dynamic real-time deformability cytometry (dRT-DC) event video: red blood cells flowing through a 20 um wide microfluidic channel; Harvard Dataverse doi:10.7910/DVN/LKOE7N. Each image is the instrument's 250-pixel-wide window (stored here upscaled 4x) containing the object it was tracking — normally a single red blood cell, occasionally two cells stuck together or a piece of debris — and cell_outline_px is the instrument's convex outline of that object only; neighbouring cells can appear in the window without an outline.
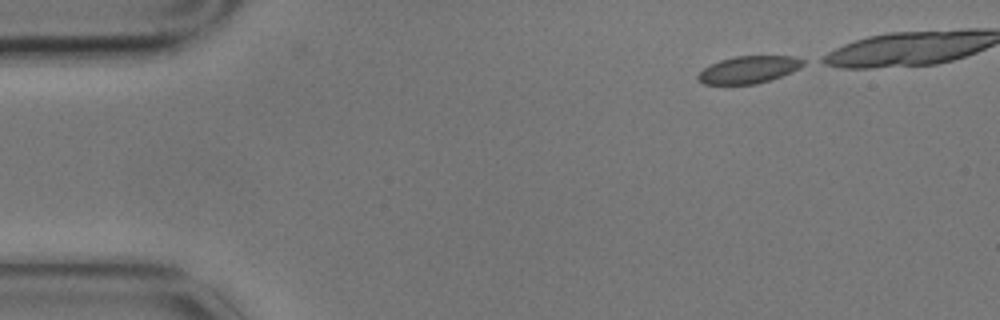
{"species": "common noctule bat (a hibernating species)", "species_latin": "Nyctalus noctula", "temperature_condition": "cold", "stored_images_in_passage": 12, "camera_frame_rate_fps": 3000, "um_per_image_px": 0.085, "animal": {"sex": "male", "body_mass_g": 17.9}, "frame": {"image": 1, "passage_image": 1, "time_ms": 0.0, "image_size_px": [1000, 320], "cell_outline_px": [[808, 64], [792, 72], [756, 84], [704, 84], [696, 80], [696, 76], [704, 68], [720, 60], [736, 56], [796, 56], [804, 60]], "centroid_in_image_um": [63.67, 5.91], "position_along_channel_um": 21.3, "area_um2": 16.76}}
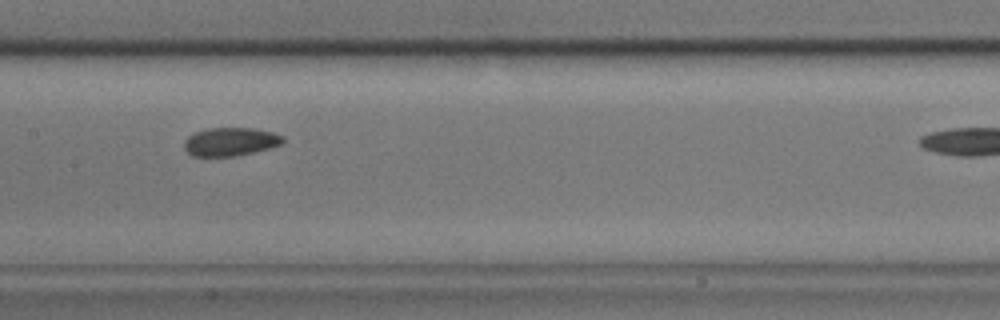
{"frame": {"image": 2, "passage_image": 6, "time_ms": 1.667, "image_size_px": [1000, 320], "cell_outline_px": [[284, 140], [280, 144], [268, 148], [236, 156], [192, 156], [184, 148], [184, 140], [188, 136], [196, 132], [208, 128], [252, 128], [272, 132], [284, 136]], "centroid_in_image_um": [19.56, 12.04], "position_along_channel_um": 187.8, "area_um2": 16.18}}
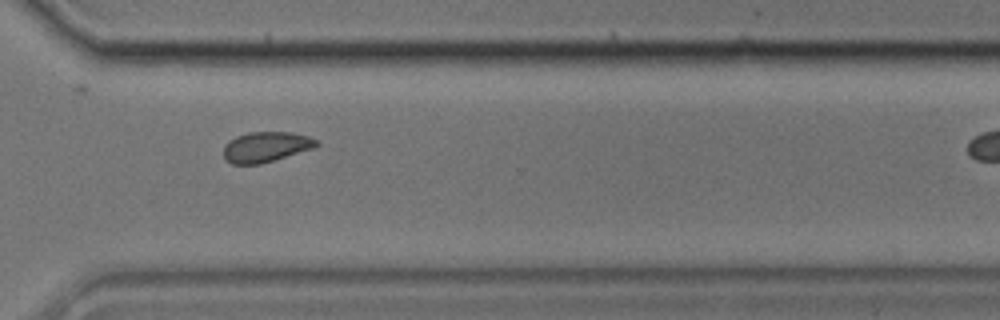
{"frame": {"image": 3, "passage_image": 10, "time_ms": 3.0, "image_size_px": [1000, 320], "cell_outline_px": [[320, 144], [312, 148], [260, 164], [232, 164], [224, 160], [224, 144], [228, 140], [236, 136], [248, 132], [292, 132], [308, 136], [316, 140]], "centroid_in_image_um": [22.55, 12.48], "position_along_channel_um": 348.1, "area_um2": 16.36}}